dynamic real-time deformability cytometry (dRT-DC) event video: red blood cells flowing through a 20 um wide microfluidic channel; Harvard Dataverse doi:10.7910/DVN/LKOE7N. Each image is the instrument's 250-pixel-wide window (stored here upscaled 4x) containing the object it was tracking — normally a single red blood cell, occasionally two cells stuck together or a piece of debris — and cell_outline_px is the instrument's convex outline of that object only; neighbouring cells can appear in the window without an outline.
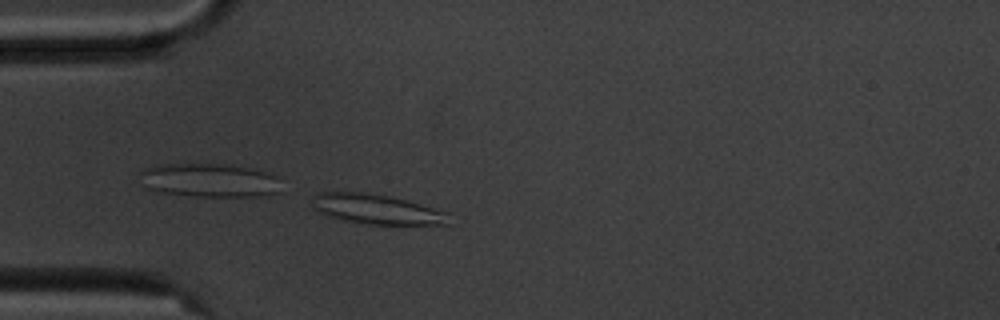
{"species": "common noctule bat (a hibernating species)", "species_latin": "Nyctalus noctula", "temperature_condition": "cold", "stored_images_in_passage": 12, "camera_frame_rate_fps": 3000, "um_per_image_px": 0.085, "animal": {"sex": "male", "body_mass_g": 20.1, "forearm_length_mm": 53.5}, "frame": {"image": 1, "passage_image": 12, "time_ms": 3.667, "image_size_px": [1000, 320], "cell_outline_px": [[448, 224], [368, 224], [344, 220], [328, 216], [312, 208], [312, 196], [316, 192], [360, 192], [392, 196], [448, 212]], "centroid_in_image_um": [31.96, 17.77], "position_along_channel_um": 53.0, "area_um2": 23.64}}